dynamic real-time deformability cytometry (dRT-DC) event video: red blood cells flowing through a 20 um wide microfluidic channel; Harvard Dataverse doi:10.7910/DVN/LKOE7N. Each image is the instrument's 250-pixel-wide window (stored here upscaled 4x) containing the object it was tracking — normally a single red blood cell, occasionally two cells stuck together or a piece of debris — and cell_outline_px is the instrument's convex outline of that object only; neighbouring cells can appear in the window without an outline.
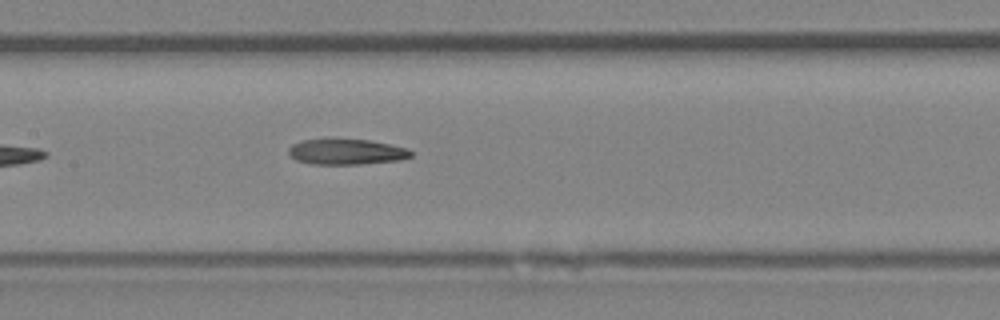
{"species": "Egyptian fruit bat (a non-hibernating species)", "species_latin": "Rousettus aegyptiacus", "temperature_condition": "room temperature", "stored_images_in_passage": 4, "camera_frame_rate_fps": 3000, "um_per_image_px": 0.085, "animal": {"sex": "female"}, "frame": {"image": 1, "passage_image": 4, "time_ms": 3.333, "image_size_px": [1000, 320], "cell_outline_px": [[412, 156], [400, 160], [360, 164], [312, 164], [296, 160], [288, 152], [288, 148], [292, 144], [300, 140], [328, 136], [368, 140], [408, 148], [412, 152]], "centroid_in_image_um": [29.38, 12.86], "position_along_channel_um": 178.0, "area_um2": 18.96}}